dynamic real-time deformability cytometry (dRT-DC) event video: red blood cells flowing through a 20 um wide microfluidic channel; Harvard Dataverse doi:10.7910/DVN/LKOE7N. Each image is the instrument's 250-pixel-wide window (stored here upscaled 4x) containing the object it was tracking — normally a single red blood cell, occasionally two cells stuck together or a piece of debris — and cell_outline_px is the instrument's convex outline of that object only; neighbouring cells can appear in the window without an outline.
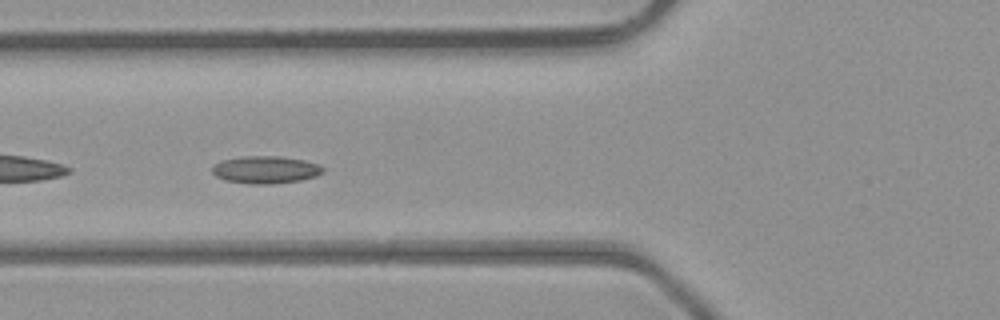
{"species": "common noctule bat (a hibernating species)", "species_latin": "Nyctalus noctula", "temperature_condition": "room temperature", "stored_images_in_passage": 33, "camera_frame_rate_fps": 3000, "um_per_image_px": 0.085, "animal": {"sex": "male", "body_mass_g": 23.1, "forearm_length_mm": 52.7}, "frame": {"image": 1, "passage_image": 4, "time_ms": 1.0, "image_size_px": [1000, 320], "cell_outline_px": [[324, 172], [316, 176], [300, 180], [272, 184], [248, 184], [224, 180], [216, 176], [212, 172], [212, 168], [220, 160], [244, 156], [280, 156], [304, 160], [320, 164], [324, 168]], "centroid_in_image_um": [22.58, 14.43], "position_along_channel_um": 103.2, "area_um2": 17.86}}
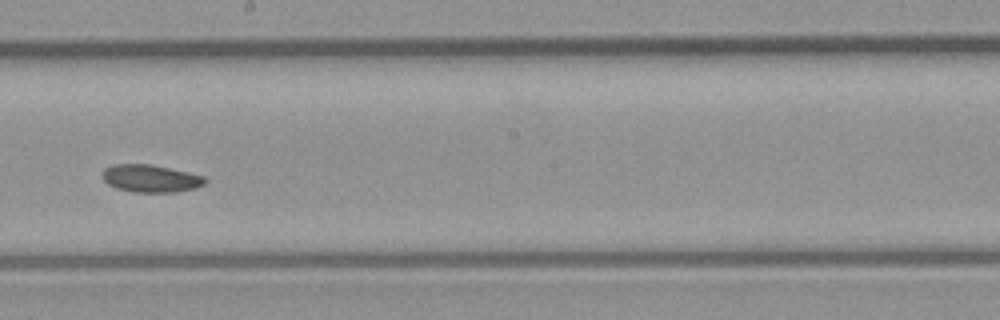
{"frame": {"image": 2, "passage_image": 13, "time_ms": 4.0, "image_size_px": [1000, 320], "cell_outline_px": [[208, 180], [204, 184], [196, 188], [176, 192], [132, 192], [116, 188], [108, 184], [104, 180], [104, 168], [112, 164], [152, 164], [204, 176]], "centroid_in_image_um": [12.82, 15.17], "position_along_channel_um": 235.4, "area_um2": 16.47}}
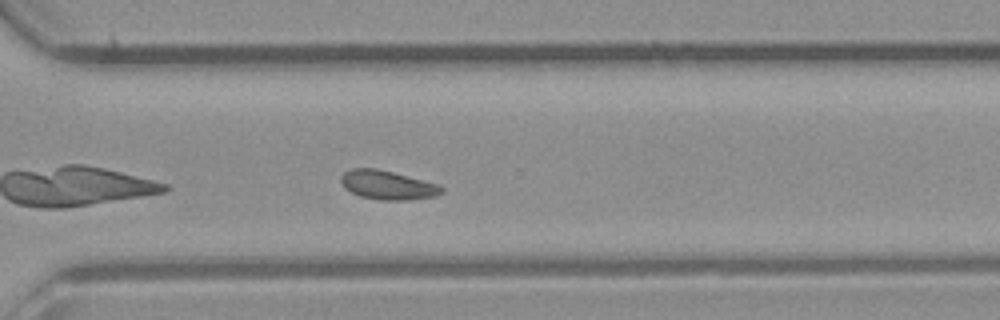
{"frame": {"image": 3, "passage_image": 20, "time_ms": 6.333, "image_size_px": [1000, 320], "cell_outline_px": [[444, 192], [436, 196], [408, 200], [384, 200], [360, 196], [344, 188], [340, 180], [340, 176], [344, 172], [352, 168], [376, 168], [440, 184], [444, 188]], "centroid_in_image_um": [32.96, 15.73], "position_along_channel_um": 337.6, "area_um2": 17.05}, "authors_computed_cell_mechanics": {"area_um2": 16.6464, "velocity_mm_per_s": 4.3985, "shape_relaxation_time_tau1_ms": 2.363, "shape_relaxation_time_tau2_ms": 7.5272, "deformation_change_tau1": 0.0568, "deformation_change_tau2": 0.1134}}